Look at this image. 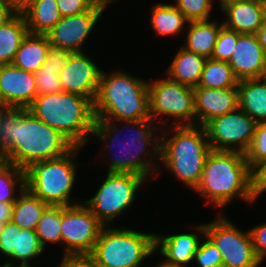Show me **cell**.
Segmentation results:
<instances>
[{
	"label": "cell",
	"instance_id": "1",
	"mask_svg": "<svg viewBox=\"0 0 266 267\" xmlns=\"http://www.w3.org/2000/svg\"><path fill=\"white\" fill-rule=\"evenodd\" d=\"M195 191L217 207L225 206L234 197L254 202L253 171L244 153L211 150Z\"/></svg>",
	"mask_w": 266,
	"mask_h": 267
},
{
	"label": "cell",
	"instance_id": "2",
	"mask_svg": "<svg viewBox=\"0 0 266 267\" xmlns=\"http://www.w3.org/2000/svg\"><path fill=\"white\" fill-rule=\"evenodd\" d=\"M93 108L95 120L149 119L148 83L125 72L106 75L101 71Z\"/></svg>",
	"mask_w": 266,
	"mask_h": 267
},
{
	"label": "cell",
	"instance_id": "3",
	"mask_svg": "<svg viewBox=\"0 0 266 267\" xmlns=\"http://www.w3.org/2000/svg\"><path fill=\"white\" fill-rule=\"evenodd\" d=\"M74 147L60 131L45 124L31 111L15 107L13 150L5 157L6 161L24 170L32 162L64 156Z\"/></svg>",
	"mask_w": 266,
	"mask_h": 267
},
{
	"label": "cell",
	"instance_id": "4",
	"mask_svg": "<svg viewBox=\"0 0 266 267\" xmlns=\"http://www.w3.org/2000/svg\"><path fill=\"white\" fill-rule=\"evenodd\" d=\"M28 110L60 131L75 146L83 147L93 133L94 108L87 97L64 91L37 95Z\"/></svg>",
	"mask_w": 266,
	"mask_h": 267
},
{
	"label": "cell",
	"instance_id": "5",
	"mask_svg": "<svg viewBox=\"0 0 266 267\" xmlns=\"http://www.w3.org/2000/svg\"><path fill=\"white\" fill-rule=\"evenodd\" d=\"M170 139L161 137L160 159L167 169L193 190L200 182L203 167L210 151L205 127L175 125Z\"/></svg>",
	"mask_w": 266,
	"mask_h": 267
},
{
	"label": "cell",
	"instance_id": "6",
	"mask_svg": "<svg viewBox=\"0 0 266 267\" xmlns=\"http://www.w3.org/2000/svg\"><path fill=\"white\" fill-rule=\"evenodd\" d=\"M123 122H126L127 124V125L125 124L123 128L125 127L129 128L127 126L130 125V127L133 126L132 128L136 126L137 129L135 128V133L131 134L130 136L131 141L130 140L126 141V143L129 145L126 146L125 143L124 148L127 150V152L125 154H123L124 152H122L121 153L122 155L120 154L121 156L117 157L116 155L115 158L113 157L114 159L113 158L111 159L112 161L109 164L108 172L131 173L135 175H140L144 178H146V176H148V174H151L152 172H153L152 175L153 174L155 175V171L157 172V169L154 165L155 162L151 163V160L149 161L146 159L145 161V159L143 158L141 159V155L143 154L144 156L146 155L145 157L150 156V154L148 153L149 151L148 150L144 151V150H146V147L150 146L151 144L153 150H151L150 153L158 155V159L160 157L161 138L159 136H156L154 140L152 138L153 134H155L153 132L155 127L152 126L155 124V120L149 118V119H142L136 121H123ZM112 124L113 123L111 122V120H95L94 129L91 136L98 137L102 141L111 138L112 140L111 143L114 142L119 143L120 141H117L119 137L117 138L116 136H114L115 132H118V128ZM121 147L122 146H120V148ZM118 153L120 152H117L116 154Z\"/></svg>",
	"mask_w": 266,
	"mask_h": 267
},
{
	"label": "cell",
	"instance_id": "7",
	"mask_svg": "<svg viewBox=\"0 0 266 267\" xmlns=\"http://www.w3.org/2000/svg\"><path fill=\"white\" fill-rule=\"evenodd\" d=\"M81 148L75 146L64 156L32 162L24 169L25 188L49 205L72 206L70 194L77 174L72 158Z\"/></svg>",
	"mask_w": 266,
	"mask_h": 267
},
{
	"label": "cell",
	"instance_id": "8",
	"mask_svg": "<svg viewBox=\"0 0 266 267\" xmlns=\"http://www.w3.org/2000/svg\"><path fill=\"white\" fill-rule=\"evenodd\" d=\"M155 253V234L103 227L89 257L96 267H139Z\"/></svg>",
	"mask_w": 266,
	"mask_h": 267
},
{
	"label": "cell",
	"instance_id": "9",
	"mask_svg": "<svg viewBox=\"0 0 266 267\" xmlns=\"http://www.w3.org/2000/svg\"><path fill=\"white\" fill-rule=\"evenodd\" d=\"M144 180L140 175L108 172L95 196L83 204L106 226L132 205Z\"/></svg>",
	"mask_w": 266,
	"mask_h": 267
},
{
	"label": "cell",
	"instance_id": "10",
	"mask_svg": "<svg viewBox=\"0 0 266 267\" xmlns=\"http://www.w3.org/2000/svg\"><path fill=\"white\" fill-rule=\"evenodd\" d=\"M215 221L197 226L222 254V267H259L250 231L242 232L230 220L217 216Z\"/></svg>",
	"mask_w": 266,
	"mask_h": 267
},
{
	"label": "cell",
	"instance_id": "11",
	"mask_svg": "<svg viewBox=\"0 0 266 267\" xmlns=\"http://www.w3.org/2000/svg\"><path fill=\"white\" fill-rule=\"evenodd\" d=\"M61 243L64 256H89L104 225L85 205L61 206Z\"/></svg>",
	"mask_w": 266,
	"mask_h": 267
},
{
	"label": "cell",
	"instance_id": "12",
	"mask_svg": "<svg viewBox=\"0 0 266 267\" xmlns=\"http://www.w3.org/2000/svg\"><path fill=\"white\" fill-rule=\"evenodd\" d=\"M148 91L152 119L154 116L163 114L174 117L176 121L179 120L175 125H195V119L192 118L196 117L193 87L167 77L148 82Z\"/></svg>",
	"mask_w": 266,
	"mask_h": 267
},
{
	"label": "cell",
	"instance_id": "13",
	"mask_svg": "<svg viewBox=\"0 0 266 267\" xmlns=\"http://www.w3.org/2000/svg\"><path fill=\"white\" fill-rule=\"evenodd\" d=\"M256 126L255 120L237 108L233 112L213 118L204 127L212 150L245 154L252 142Z\"/></svg>",
	"mask_w": 266,
	"mask_h": 267
},
{
	"label": "cell",
	"instance_id": "14",
	"mask_svg": "<svg viewBox=\"0 0 266 267\" xmlns=\"http://www.w3.org/2000/svg\"><path fill=\"white\" fill-rule=\"evenodd\" d=\"M104 6L98 2L90 11L62 17L46 36L50 45L63 48L73 53L83 52L81 45L91 33L97 20L104 11Z\"/></svg>",
	"mask_w": 266,
	"mask_h": 267
},
{
	"label": "cell",
	"instance_id": "15",
	"mask_svg": "<svg viewBox=\"0 0 266 267\" xmlns=\"http://www.w3.org/2000/svg\"><path fill=\"white\" fill-rule=\"evenodd\" d=\"M38 95L33 72L0 65V106L28 109Z\"/></svg>",
	"mask_w": 266,
	"mask_h": 267
},
{
	"label": "cell",
	"instance_id": "16",
	"mask_svg": "<svg viewBox=\"0 0 266 267\" xmlns=\"http://www.w3.org/2000/svg\"><path fill=\"white\" fill-rule=\"evenodd\" d=\"M101 70L83 52L74 53L59 73L64 92L78 94L94 102Z\"/></svg>",
	"mask_w": 266,
	"mask_h": 267
},
{
	"label": "cell",
	"instance_id": "17",
	"mask_svg": "<svg viewBox=\"0 0 266 267\" xmlns=\"http://www.w3.org/2000/svg\"><path fill=\"white\" fill-rule=\"evenodd\" d=\"M239 80L262 78L266 73V55L256 34H240L228 61Z\"/></svg>",
	"mask_w": 266,
	"mask_h": 267
},
{
	"label": "cell",
	"instance_id": "18",
	"mask_svg": "<svg viewBox=\"0 0 266 267\" xmlns=\"http://www.w3.org/2000/svg\"><path fill=\"white\" fill-rule=\"evenodd\" d=\"M193 91L195 125L204 127L213 118L233 112L238 108V87L225 89L194 87Z\"/></svg>",
	"mask_w": 266,
	"mask_h": 267
},
{
	"label": "cell",
	"instance_id": "19",
	"mask_svg": "<svg viewBox=\"0 0 266 267\" xmlns=\"http://www.w3.org/2000/svg\"><path fill=\"white\" fill-rule=\"evenodd\" d=\"M0 251L12 259L20 260L18 267H30L29 260L44 251L35 230L21 229L7 222L0 234Z\"/></svg>",
	"mask_w": 266,
	"mask_h": 267
},
{
	"label": "cell",
	"instance_id": "20",
	"mask_svg": "<svg viewBox=\"0 0 266 267\" xmlns=\"http://www.w3.org/2000/svg\"><path fill=\"white\" fill-rule=\"evenodd\" d=\"M220 8L225 12L227 21L223 26L240 34H256L263 25L260 0L220 1Z\"/></svg>",
	"mask_w": 266,
	"mask_h": 267
},
{
	"label": "cell",
	"instance_id": "21",
	"mask_svg": "<svg viewBox=\"0 0 266 267\" xmlns=\"http://www.w3.org/2000/svg\"><path fill=\"white\" fill-rule=\"evenodd\" d=\"M199 236L190 233H181L160 237L155 234V250L159 247L161 255L167 258L161 267H186V264L193 261L198 250Z\"/></svg>",
	"mask_w": 266,
	"mask_h": 267
},
{
	"label": "cell",
	"instance_id": "22",
	"mask_svg": "<svg viewBox=\"0 0 266 267\" xmlns=\"http://www.w3.org/2000/svg\"><path fill=\"white\" fill-rule=\"evenodd\" d=\"M238 108L257 123L266 122V79L264 77L239 81Z\"/></svg>",
	"mask_w": 266,
	"mask_h": 267
},
{
	"label": "cell",
	"instance_id": "23",
	"mask_svg": "<svg viewBox=\"0 0 266 267\" xmlns=\"http://www.w3.org/2000/svg\"><path fill=\"white\" fill-rule=\"evenodd\" d=\"M207 58L181 47L167 70L168 77L180 84L197 87Z\"/></svg>",
	"mask_w": 266,
	"mask_h": 267
},
{
	"label": "cell",
	"instance_id": "24",
	"mask_svg": "<svg viewBox=\"0 0 266 267\" xmlns=\"http://www.w3.org/2000/svg\"><path fill=\"white\" fill-rule=\"evenodd\" d=\"M50 42L46 35L28 33L15 53L12 64L28 72H37L44 64Z\"/></svg>",
	"mask_w": 266,
	"mask_h": 267
},
{
	"label": "cell",
	"instance_id": "25",
	"mask_svg": "<svg viewBox=\"0 0 266 267\" xmlns=\"http://www.w3.org/2000/svg\"><path fill=\"white\" fill-rule=\"evenodd\" d=\"M188 24L189 29L186 37V46H183V48L205 56L206 58H211L223 23L218 25V22L205 20L191 21Z\"/></svg>",
	"mask_w": 266,
	"mask_h": 267
},
{
	"label": "cell",
	"instance_id": "26",
	"mask_svg": "<svg viewBox=\"0 0 266 267\" xmlns=\"http://www.w3.org/2000/svg\"><path fill=\"white\" fill-rule=\"evenodd\" d=\"M19 194L21 196L13 204L11 221L21 229L35 230L49 204L26 188L19 190Z\"/></svg>",
	"mask_w": 266,
	"mask_h": 267
},
{
	"label": "cell",
	"instance_id": "27",
	"mask_svg": "<svg viewBox=\"0 0 266 267\" xmlns=\"http://www.w3.org/2000/svg\"><path fill=\"white\" fill-rule=\"evenodd\" d=\"M22 14L31 34L46 35L62 18L56 0H37Z\"/></svg>",
	"mask_w": 266,
	"mask_h": 267
},
{
	"label": "cell",
	"instance_id": "28",
	"mask_svg": "<svg viewBox=\"0 0 266 267\" xmlns=\"http://www.w3.org/2000/svg\"><path fill=\"white\" fill-rule=\"evenodd\" d=\"M29 33L23 14H15L0 27V65L12 64L22 40Z\"/></svg>",
	"mask_w": 266,
	"mask_h": 267
},
{
	"label": "cell",
	"instance_id": "29",
	"mask_svg": "<svg viewBox=\"0 0 266 267\" xmlns=\"http://www.w3.org/2000/svg\"><path fill=\"white\" fill-rule=\"evenodd\" d=\"M239 81L228 62L207 58L197 87L225 89L238 87Z\"/></svg>",
	"mask_w": 266,
	"mask_h": 267
},
{
	"label": "cell",
	"instance_id": "30",
	"mask_svg": "<svg viewBox=\"0 0 266 267\" xmlns=\"http://www.w3.org/2000/svg\"><path fill=\"white\" fill-rule=\"evenodd\" d=\"M189 22L184 14L172 4H155L152 7L151 26L158 35H174Z\"/></svg>",
	"mask_w": 266,
	"mask_h": 267
},
{
	"label": "cell",
	"instance_id": "31",
	"mask_svg": "<svg viewBox=\"0 0 266 267\" xmlns=\"http://www.w3.org/2000/svg\"><path fill=\"white\" fill-rule=\"evenodd\" d=\"M61 205H49L42 214L35 229L41 246L45 249L46 241L61 243Z\"/></svg>",
	"mask_w": 266,
	"mask_h": 267
},
{
	"label": "cell",
	"instance_id": "32",
	"mask_svg": "<svg viewBox=\"0 0 266 267\" xmlns=\"http://www.w3.org/2000/svg\"><path fill=\"white\" fill-rule=\"evenodd\" d=\"M15 181L18 182L19 190L25 188L24 170L6 160L0 162V202H16L17 198L14 196Z\"/></svg>",
	"mask_w": 266,
	"mask_h": 267
},
{
	"label": "cell",
	"instance_id": "33",
	"mask_svg": "<svg viewBox=\"0 0 266 267\" xmlns=\"http://www.w3.org/2000/svg\"><path fill=\"white\" fill-rule=\"evenodd\" d=\"M15 107L0 106V151L6 157L13 150Z\"/></svg>",
	"mask_w": 266,
	"mask_h": 267
},
{
	"label": "cell",
	"instance_id": "34",
	"mask_svg": "<svg viewBox=\"0 0 266 267\" xmlns=\"http://www.w3.org/2000/svg\"><path fill=\"white\" fill-rule=\"evenodd\" d=\"M244 155L252 171L266 160V122L257 123L252 142Z\"/></svg>",
	"mask_w": 266,
	"mask_h": 267
},
{
	"label": "cell",
	"instance_id": "35",
	"mask_svg": "<svg viewBox=\"0 0 266 267\" xmlns=\"http://www.w3.org/2000/svg\"><path fill=\"white\" fill-rule=\"evenodd\" d=\"M174 6L184 14L189 22L205 21L209 20L212 0H176Z\"/></svg>",
	"mask_w": 266,
	"mask_h": 267
},
{
	"label": "cell",
	"instance_id": "36",
	"mask_svg": "<svg viewBox=\"0 0 266 267\" xmlns=\"http://www.w3.org/2000/svg\"><path fill=\"white\" fill-rule=\"evenodd\" d=\"M240 33L227 29L223 26L217 37V41L212 54V59L228 62L234 51Z\"/></svg>",
	"mask_w": 266,
	"mask_h": 267
},
{
	"label": "cell",
	"instance_id": "37",
	"mask_svg": "<svg viewBox=\"0 0 266 267\" xmlns=\"http://www.w3.org/2000/svg\"><path fill=\"white\" fill-rule=\"evenodd\" d=\"M38 95L63 92L59 69L40 68L34 73Z\"/></svg>",
	"mask_w": 266,
	"mask_h": 267
},
{
	"label": "cell",
	"instance_id": "38",
	"mask_svg": "<svg viewBox=\"0 0 266 267\" xmlns=\"http://www.w3.org/2000/svg\"><path fill=\"white\" fill-rule=\"evenodd\" d=\"M206 239L205 242L199 244L193 260L200 267H222V254L208 237Z\"/></svg>",
	"mask_w": 266,
	"mask_h": 267
},
{
	"label": "cell",
	"instance_id": "39",
	"mask_svg": "<svg viewBox=\"0 0 266 267\" xmlns=\"http://www.w3.org/2000/svg\"><path fill=\"white\" fill-rule=\"evenodd\" d=\"M62 17L78 15L90 11L99 0H56Z\"/></svg>",
	"mask_w": 266,
	"mask_h": 267
},
{
	"label": "cell",
	"instance_id": "40",
	"mask_svg": "<svg viewBox=\"0 0 266 267\" xmlns=\"http://www.w3.org/2000/svg\"><path fill=\"white\" fill-rule=\"evenodd\" d=\"M73 54L72 51L50 45L46 60L41 68L59 69L60 73L63 67L69 63Z\"/></svg>",
	"mask_w": 266,
	"mask_h": 267
},
{
	"label": "cell",
	"instance_id": "41",
	"mask_svg": "<svg viewBox=\"0 0 266 267\" xmlns=\"http://www.w3.org/2000/svg\"><path fill=\"white\" fill-rule=\"evenodd\" d=\"M249 231L255 254L261 263L266 256V223L251 228Z\"/></svg>",
	"mask_w": 266,
	"mask_h": 267
},
{
	"label": "cell",
	"instance_id": "42",
	"mask_svg": "<svg viewBox=\"0 0 266 267\" xmlns=\"http://www.w3.org/2000/svg\"><path fill=\"white\" fill-rule=\"evenodd\" d=\"M253 189L256 198L266 191V160L253 171Z\"/></svg>",
	"mask_w": 266,
	"mask_h": 267
},
{
	"label": "cell",
	"instance_id": "43",
	"mask_svg": "<svg viewBox=\"0 0 266 267\" xmlns=\"http://www.w3.org/2000/svg\"><path fill=\"white\" fill-rule=\"evenodd\" d=\"M59 267H96L89 256H64Z\"/></svg>",
	"mask_w": 266,
	"mask_h": 267
},
{
	"label": "cell",
	"instance_id": "44",
	"mask_svg": "<svg viewBox=\"0 0 266 267\" xmlns=\"http://www.w3.org/2000/svg\"><path fill=\"white\" fill-rule=\"evenodd\" d=\"M16 13L6 0H0V27L9 21Z\"/></svg>",
	"mask_w": 266,
	"mask_h": 267
},
{
	"label": "cell",
	"instance_id": "45",
	"mask_svg": "<svg viewBox=\"0 0 266 267\" xmlns=\"http://www.w3.org/2000/svg\"><path fill=\"white\" fill-rule=\"evenodd\" d=\"M15 13L22 14L37 0H6Z\"/></svg>",
	"mask_w": 266,
	"mask_h": 267
},
{
	"label": "cell",
	"instance_id": "46",
	"mask_svg": "<svg viewBox=\"0 0 266 267\" xmlns=\"http://www.w3.org/2000/svg\"><path fill=\"white\" fill-rule=\"evenodd\" d=\"M13 204L0 202V219L5 223L10 222L12 219Z\"/></svg>",
	"mask_w": 266,
	"mask_h": 267
},
{
	"label": "cell",
	"instance_id": "47",
	"mask_svg": "<svg viewBox=\"0 0 266 267\" xmlns=\"http://www.w3.org/2000/svg\"><path fill=\"white\" fill-rule=\"evenodd\" d=\"M259 44L261 45L264 53L266 55V24H263L259 30L256 32Z\"/></svg>",
	"mask_w": 266,
	"mask_h": 267
},
{
	"label": "cell",
	"instance_id": "48",
	"mask_svg": "<svg viewBox=\"0 0 266 267\" xmlns=\"http://www.w3.org/2000/svg\"><path fill=\"white\" fill-rule=\"evenodd\" d=\"M261 6H262L263 24H266V4H261Z\"/></svg>",
	"mask_w": 266,
	"mask_h": 267
},
{
	"label": "cell",
	"instance_id": "49",
	"mask_svg": "<svg viewBox=\"0 0 266 267\" xmlns=\"http://www.w3.org/2000/svg\"><path fill=\"white\" fill-rule=\"evenodd\" d=\"M112 1H114V0H99V2H100L104 7H106V5H107L108 3H111Z\"/></svg>",
	"mask_w": 266,
	"mask_h": 267
},
{
	"label": "cell",
	"instance_id": "50",
	"mask_svg": "<svg viewBox=\"0 0 266 267\" xmlns=\"http://www.w3.org/2000/svg\"><path fill=\"white\" fill-rule=\"evenodd\" d=\"M5 224H6V223L3 222L2 219H0V234H1V232L3 231Z\"/></svg>",
	"mask_w": 266,
	"mask_h": 267
},
{
	"label": "cell",
	"instance_id": "51",
	"mask_svg": "<svg viewBox=\"0 0 266 267\" xmlns=\"http://www.w3.org/2000/svg\"><path fill=\"white\" fill-rule=\"evenodd\" d=\"M5 161L4 154L0 151V162Z\"/></svg>",
	"mask_w": 266,
	"mask_h": 267
},
{
	"label": "cell",
	"instance_id": "52",
	"mask_svg": "<svg viewBox=\"0 0 266 267\" xmlns=\"http://www.w3.org/2000/svg\"><path fill=\"white\" fill-rule=\"evenodd\" d=\"M3 267H13V263L7 262L3 265Z\"/></svg>",
	"mask_w": 266,
	"mask_h": 267
},
{
	"label": "cell",
	"instance_id": "53",
	"mask_svg": "<svg viewBox=\"0 0 266 267\" xmlns=\"http://www.w3.org/2000/svg\"><path fill=\"white\" fill-rule=\"evenodd\" d=\"M261 4H266V0H260Z\"/></svg>",
	"mask_w": 266,
	"mask_h": 267
},
{
	"label": "cell",
	"instance_id": "54",
	"mask_svg": "<svg viewBox=\"0 0 266 267\" xmlns=\"http://www.w3.org/2000/svg\"><path fill=\"white\" fill-rule=\"evenodd\" d=\"M220 1H234V0H220ZM241 1H246V0H241Z\"/></svg>",
	"mask_w": 266,
	"mask_h": 267
}]
</instances>
